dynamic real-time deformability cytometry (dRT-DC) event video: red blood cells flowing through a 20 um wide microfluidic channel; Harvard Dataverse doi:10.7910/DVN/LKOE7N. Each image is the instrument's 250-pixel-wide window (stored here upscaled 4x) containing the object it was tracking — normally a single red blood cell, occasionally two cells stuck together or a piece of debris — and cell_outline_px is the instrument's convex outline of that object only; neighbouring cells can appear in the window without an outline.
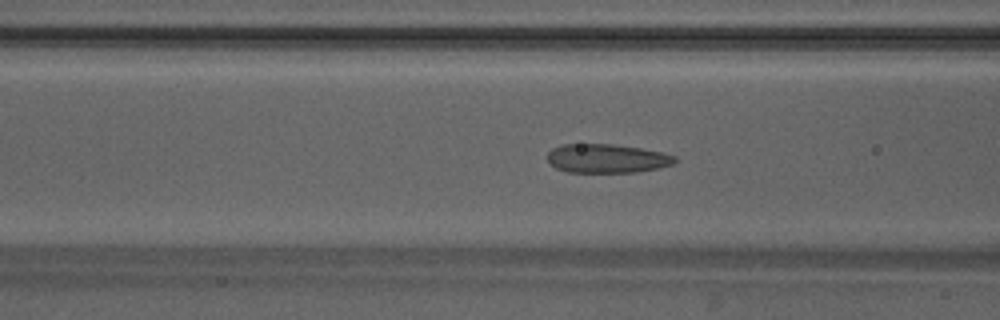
{"species": "Egyptian fruit bat (a non-hibernating species)", "species_latin": "Rousettus aegyptiacus", "temperature_condition": "warm", "stored_images_in_passage": 34, "camera_frame_rate_fps": 3000, "um_per_image_px": 0.085, "animal": {"sex": "male"}, "frame": {"image": 1, "passage_image": 4, "time_ms": 1.0, "image_size_px": [1000, 320], "cell_outline_px": [[676, 160], [672, 164], [660, 168], [636, 172], [568, 172], [556, 168], [548, 160], [548, 152], [552, 148], [564, 144], [612, 144], [640, 148], [664, 152], [676, 156]], "centroid_in_image_um": [51.61, 13.47], "position_along_channel_um": 115.0, "area_um2": 21.44}}
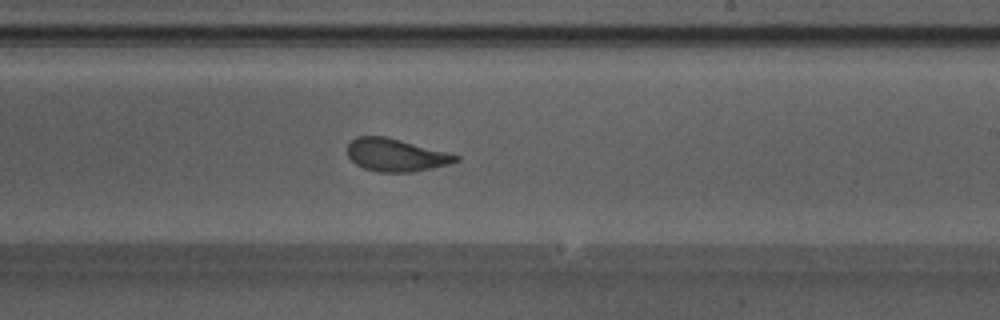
{"frame": {"image": 2, "passage_image": 14, "time_ms": 4.333, "image_size_px": [1000, 320], "cell_outline_px": [[460, 160], [448, 164], [432, 168], [412, 172], [380, 172], [364, 168], [356, 164], [348, 156], [348, 144], [356, 136], [384, 136], [400, 140], [460, 156]], "centroid_in_image_um": [33.63, 13.18], "position_along_channel_um": 255.4, "area_um2": 20.35}}
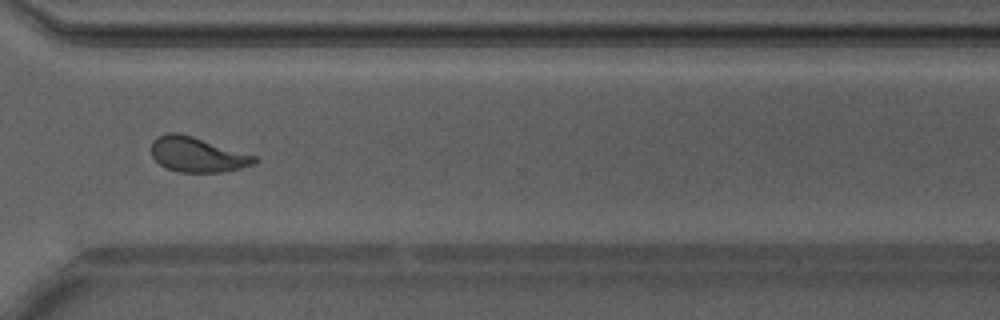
{"frame": {"image": 3, "passage_image": 21, "time_ms": 6.667, "image_size_px": [1000, 320], "cell_outline_px": [[260, 160], [252, 164], [240, 168], [220, 172], [180, 172], [168, 168], [160, 164], [152, 156], [152, 140], [156, 136], [168, 132], [180, 132], [256, 156]], "centroid_in_image_um": [16.75, 13.12], "position_along_channel_um": 353.9, "area_um2": 20.92}, "authors_computed_cell_mechanics": {"area_um2": 20.8658, "velocity_mm_per_s": 4.2135, "shape_relaxation_time_tau1_ms": 4.3155, "shape_relaxation_time_tau2_ms": 0.8014, "deformation_change_tau1": 0.1592, "deformation_change_tau2": 0.0641}}